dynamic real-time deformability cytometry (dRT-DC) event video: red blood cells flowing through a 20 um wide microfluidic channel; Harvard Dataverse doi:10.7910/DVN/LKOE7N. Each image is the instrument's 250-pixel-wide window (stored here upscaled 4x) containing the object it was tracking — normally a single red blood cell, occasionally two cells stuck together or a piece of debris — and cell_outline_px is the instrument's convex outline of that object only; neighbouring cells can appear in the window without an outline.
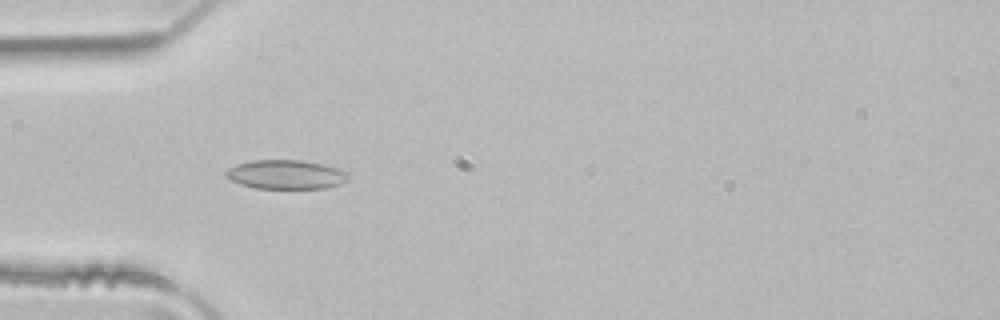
{"species": "common noctule bat (a hibernating species)", "species_latin": "Nyctalus noctula", "temperature_condition": "room temperature", "stored_images_in_passage": 5, "camera_frame_rate_fps": 3000, "um_per_image_px": 0.085, "animal": {"sex": "male", "body_mass_g": 21.5, "forearm_length_mm": 52.0}, "frame": {"image": 1, "passage_image": 4, "time_ms": 1.0, "image_size_px": [1000, 320], "cell_outline_px": [[352, 176], [348, 180], [340, 184], [324, 188], [256, 188], [240, 184], [224, 176], [224, 172], [228, 168], [236, 164], [252, 160], [300, 160], [324, 164], [348, 172]], "centroid_in_image_um": [24.31, 14.83], "position_along_channel_um": 60.7, "area_um2": 20.87}}
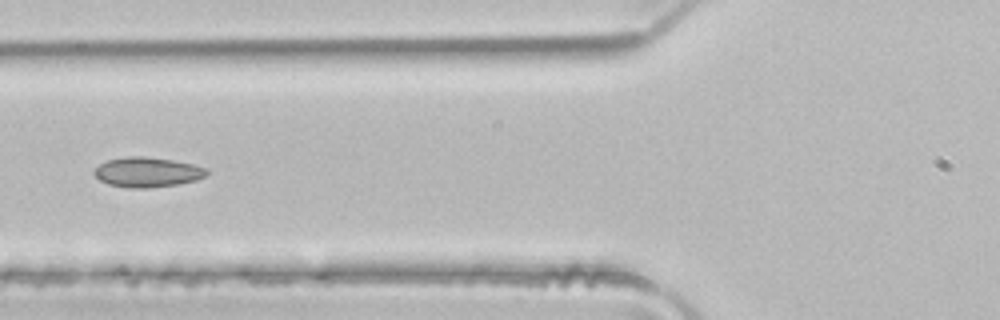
{"frame": {"image": 2, "passage_image": 5, "time_ms": 1.333, "image_size_px": [1000, 320], "cell_outline_px": [[208, 172], [204, 176], [196, 180], [176, 184], [148, 188], [128, 188], [108, 184], [100, 180], [92, 172], [100, 164], [108, 160], [128, 156], [144, 156], [172, 160], [192, 164], [208, 168]], "centroid_in_image_um": [12.51, 14.63], "position_along_channel_um": 113.3, "area_um2": 19.48}}